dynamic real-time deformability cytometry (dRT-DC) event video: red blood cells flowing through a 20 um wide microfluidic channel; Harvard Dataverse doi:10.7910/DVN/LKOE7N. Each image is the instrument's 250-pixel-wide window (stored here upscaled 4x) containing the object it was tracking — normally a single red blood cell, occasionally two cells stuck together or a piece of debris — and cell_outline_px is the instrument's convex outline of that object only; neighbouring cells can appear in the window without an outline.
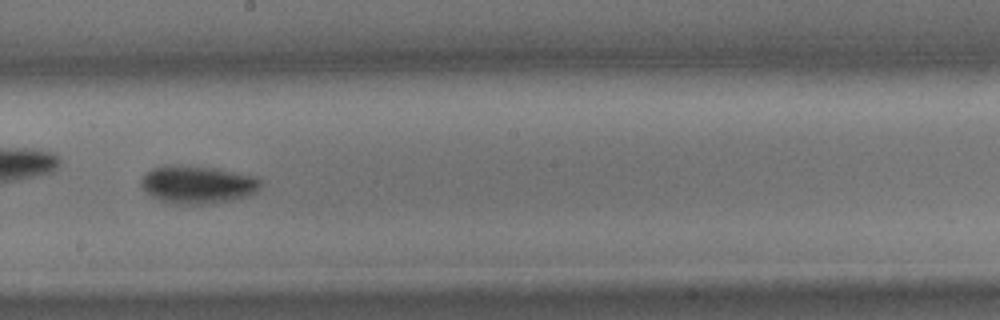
{"species": "common noctule bat (a hibernating species)", "species_latin": "Nyctalus noctula", "temperature_condition": "cold", "stored_images_in_passage": 44, "camera_frame_rate_fps": 3000, "um_per_image_px": 0.085, "animal": {"sex": "male", "body_mass_g": 15.6}, "frame": {"image": 1, "passage_image": 19, "time_ms": 6.0, "image_size_px": [1000, 320], "cell_outline_px": [[260, 188], [256, 192], [240, 200], [208, 204], [172, 204], [160, 200], [152, 196], [140, 184], [140, 176], [152, 168], [168, 164], [176, 164], [216, 168], [256, 176], [260, 180]], "centroid_in_image_um": [16.8, 15.69], "position_along_channel_um": 231.4, "area_um2": 26.93}}
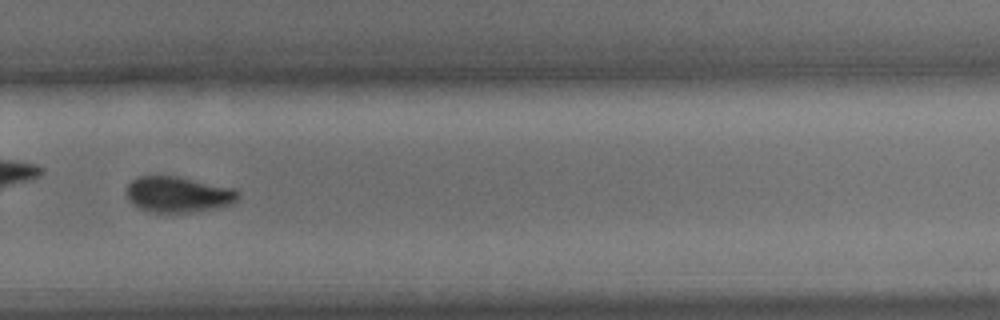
{"frame": {"image": 2, "passage_image": 26, "time_ms": 8.333, "image_size_px": [1000, 320], "cell_outline_px": [[240, 196], [232, 204], [224, 208], [188, 212], [152, 212], [140, 208], [132, 204], [128, 200], [124, 192], [128, 184], [136, 176], [176, 176], [236, 188], [240, 192]], "centroid_in_image_um": [15.16, 16.53], "position_along_channel_um": 314.6, "area_um2": 23.76}}
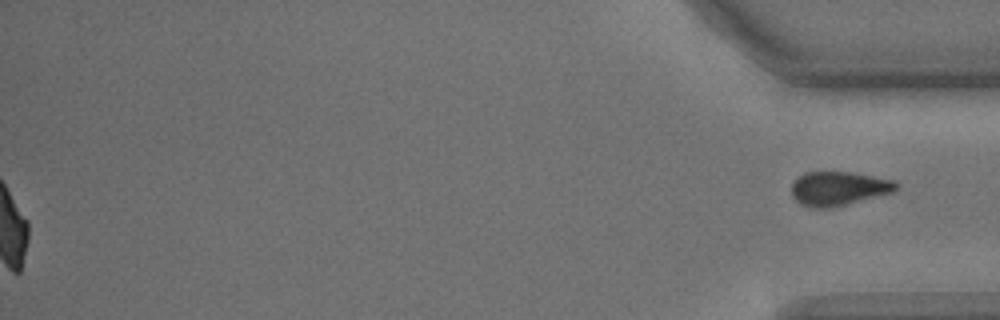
{"frame": {"image": 3, "passage_image": 44, "time_ms": 14.333, "image_size_px": [1000, 320], "cell_outline_px": [[900, 184], [892, 192], [832, 208], [812, 208], [800, 204], [792, 196], [792, 184], [804, 172], [852, 172], [896, 180]], "centroid_in_image_um": [71.29, 16.02], "position_along_channel_um": 363.9, "area_um2": 20.75}}